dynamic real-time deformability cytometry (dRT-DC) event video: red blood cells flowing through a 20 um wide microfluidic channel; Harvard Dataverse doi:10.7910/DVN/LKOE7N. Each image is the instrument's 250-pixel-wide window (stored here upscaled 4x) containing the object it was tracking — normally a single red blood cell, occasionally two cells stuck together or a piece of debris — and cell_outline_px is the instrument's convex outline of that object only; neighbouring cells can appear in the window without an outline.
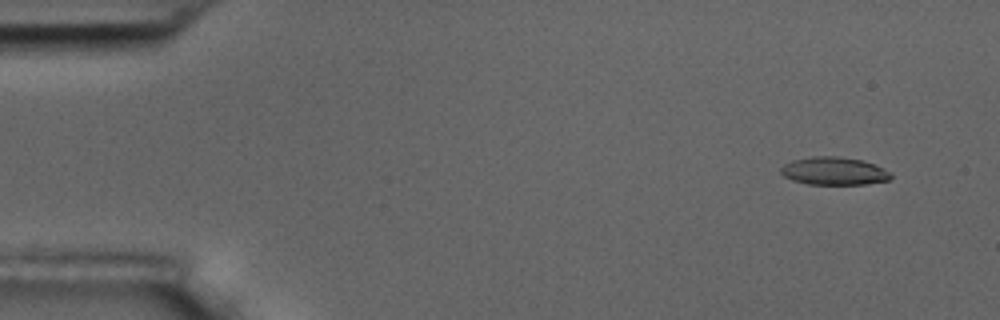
{"species": "common noctule bat (a hibernating species)", "species_latin": "Nyctalus noctula", "temperature_condition": "room temperature", "stored_images_in_passage": 14, "camera_frame_rate_fps": 3000, "um_per_image_px": 0.085, "animal": {"sex": "male", "body_mass_g": 17.5, "forearm_length_mm": 52.3}, "frame": {"image": 1, "passage_image": 1, "time_ms": 0.0, "image_size_px": [1000, 320], "cell_outline_px": [[892, 176], [888, 180], [868, 184], [808, 184], [792, 180], [784, 176], [780, 172], [780, 168], [784, 164], [792, 160], [812, 156], [836, 156], [860, 160], [872, 164], [892, 172]], "centroid_in_image_um": [70.86, 14.54], "position_along_channel_um": 14.1, "area_um2": 17.8}}
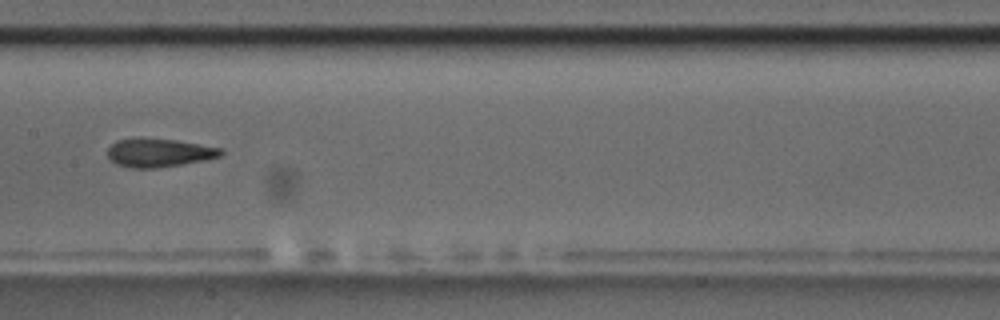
{"frame": {"image": 2, "passage_image": 7, "time_ms": 8.0, "image_size_px": [1000, 320], "cell_outline_px": [[224, 152], [220, 156], [208, 160], [156, 168], [132, 168], [116, 164], [108, 156], [108, 148], [116, 140], [136, 136], [140, 136], [176, 140], [224, 148]], "centroid_in_image_um": [13.53, 12.95], "position_along_channel_um": 193.9, "area_um2": 19.31}}
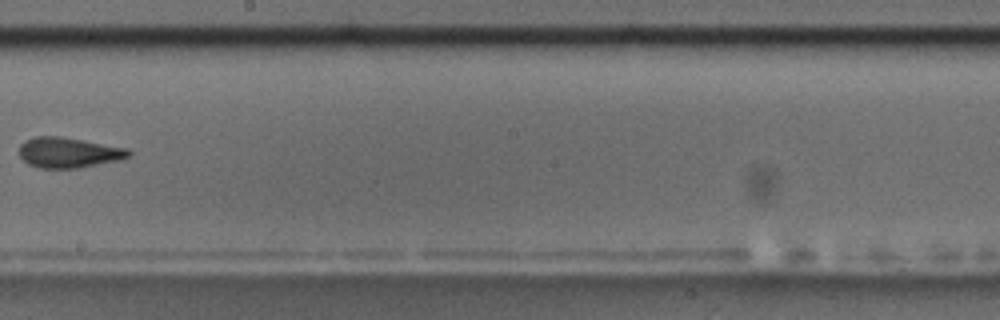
{"frame": {"image": 3, "passage_image": 8, "time_ms": 9.333, "image_size_px": [1000, 320], "cell_outline_px": [[132, 152], [128, 156], [120, 160], [76, 168], [40, 168], [28, 164], [20, 156], [20, 144], [24, 140], [36, 136], [60, 136], [128, 148]], "centroid_in_image_um": [5.82, 12.96], "position_along_channel_um": 242.4, "area_um2": 19.31}, "authors_computed_cell_mechanics": {"area_um2": 19.3052, "velocity_mm_per_s": 3.6514, "shape_relaxation_time_tau1_ms": 4.5494, "shape_relaxation_time_tau2_ms": null, "deformation_change_tau1": 0.1608, "deformation_change_tau2": null}}